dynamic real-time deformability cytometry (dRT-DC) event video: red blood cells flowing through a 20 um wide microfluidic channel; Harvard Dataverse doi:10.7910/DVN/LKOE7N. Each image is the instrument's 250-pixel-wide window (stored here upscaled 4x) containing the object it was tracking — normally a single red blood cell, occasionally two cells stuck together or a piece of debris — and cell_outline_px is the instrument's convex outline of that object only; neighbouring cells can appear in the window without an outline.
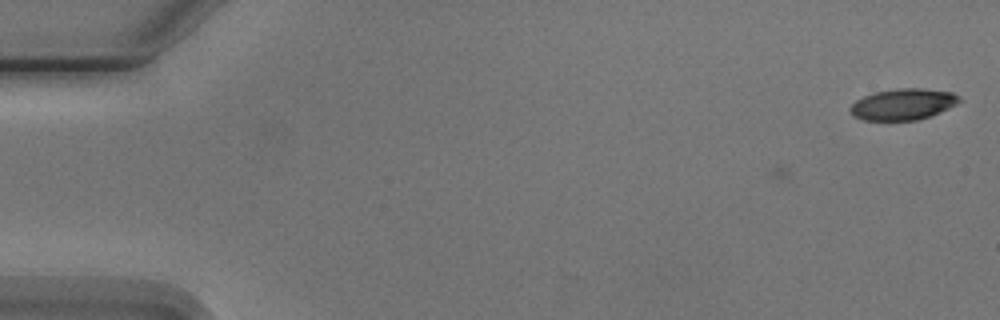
{"species": "Egyptian fruit bat (a non-hibernating species)", "species_latin": "Rousettus aegyptiacus", "temperature_condition": "cold", "stored_images_in_passage": 2, "camera_frame_rate_fps": 3000, "um_per_image_px": 0.085, "animal": {"sex": "male"}, "frame": {"image": 1, "passage_image": 2, "time_ms": 1.0, "image_size_px": [1000, 320], "cell_outline_px": [[964, 100], [948, 108], [928, 116], [916, 120], [864, 120], [852, 116], [848, 112], [848, 108], [856, 100], [864, 96], [876, 92], [896, 88], [924, 88], [952, 92], [960, 96]], "centroid_in_image_um": [76.74, 8.85], "position_along_channel_um": 8.3, "area_um2": 19.94}}